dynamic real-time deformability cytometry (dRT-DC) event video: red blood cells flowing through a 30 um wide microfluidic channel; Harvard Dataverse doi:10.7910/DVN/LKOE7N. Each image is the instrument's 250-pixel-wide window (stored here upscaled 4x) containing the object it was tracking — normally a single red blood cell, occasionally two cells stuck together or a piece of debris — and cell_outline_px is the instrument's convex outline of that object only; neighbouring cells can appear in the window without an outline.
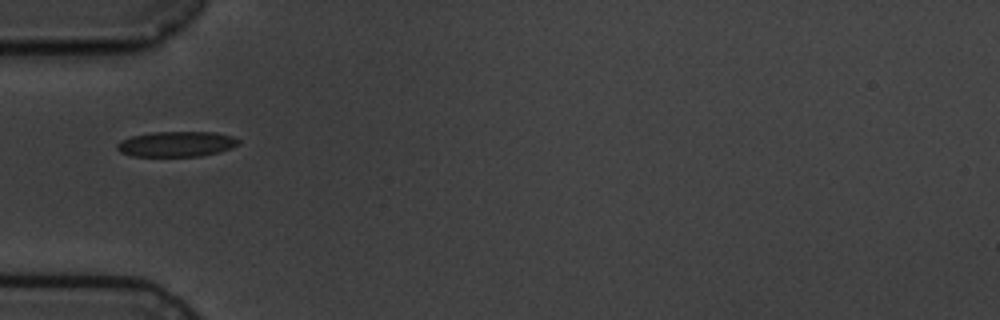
{"species": "common noctule bat (a hibernating species)", "species_latin": "Nyctalus noctula", "temperature_condition": "cold", "stored_images_in_passage": 2, "camera_frame_rate_fps": 3000, "um_per_image_px": 0.085, "animal": {"sex": "male", "body_mass_g": 19.5, "forearm_length_mm": 54.6}, "frame": {"image": 1, "passage_image": 1, "time_ms": 0.0, "image_size_px": [1000, 320], "cell_outline_px": [[240, 144], [232, 148], [220, 152], [200, 156], [132, 156], [120, 152], [116, 148], [116, 144], [120, 140], [132, 136], [152, 132], [216, 132], [232, 136], [240, 140]], "centroid_in_image_um": [15.01, 12.24], "position_along_channel_um": 70.0, "area_um2": 18.09}}
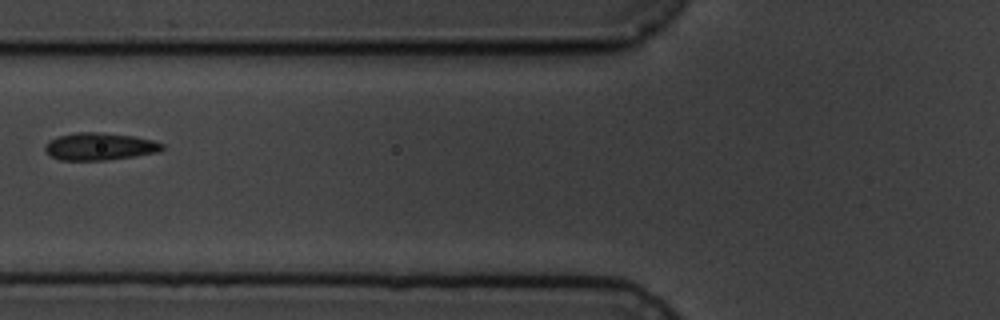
{"frame": {"image": 2, "passage_image": 2, "time_ms": 1.333, "image_size_px": [1000, 320], "cell_outline_px": [[164, 148], [160, 152], [108, 160], [60, 160], [52, 156], [44, 148], [48, 140], [56, 136], [76, 132], [96, 132], [136, 136], [152, 140], [164, 144]], "centroid_in_image_um": [8.48, 12.44], "position_along_channel_um": 117.3, "area_um2": 18.79}}